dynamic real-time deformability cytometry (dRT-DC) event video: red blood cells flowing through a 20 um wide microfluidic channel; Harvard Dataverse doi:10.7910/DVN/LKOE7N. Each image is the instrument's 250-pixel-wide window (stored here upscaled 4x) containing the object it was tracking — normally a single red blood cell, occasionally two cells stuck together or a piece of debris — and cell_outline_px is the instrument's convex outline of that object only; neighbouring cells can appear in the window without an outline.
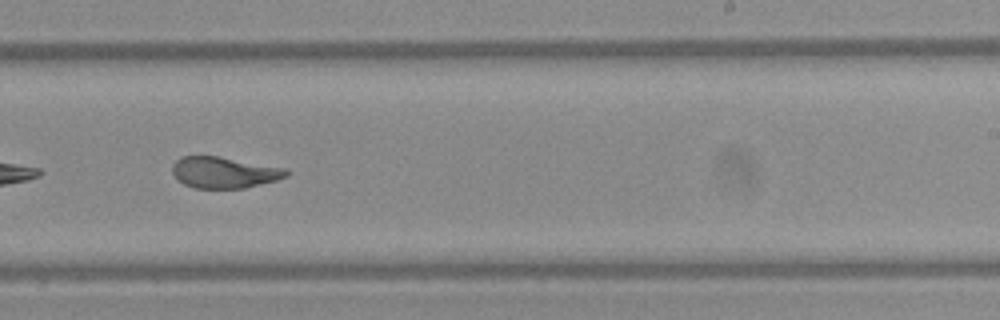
{"species": "Egyptian fruit bat (a non-hibernating species)", "species_latin": "Rousettus aegyptiacus", "temperature_condition": "warm", "stored_images_in_passage": 41, "camera_frame_rate_fps": 3000, "um_per_image_px": 0.085, "frame": {"image": 1, "passage_image": 35, "time_ms": 11.333, "image_size_px": [1000, 320], "cell_outline_px": [[288, 176], [276, 180], [244, 188], [196, 188], [184, 184], [176, 180], [172, 172], [172, 164], [180, 156], [220, 156], [288, 168]], "centroid_in_image_um": [19.04, 14.65], "position_along_channel_um": 270.0, "area_um2": 20.98}}